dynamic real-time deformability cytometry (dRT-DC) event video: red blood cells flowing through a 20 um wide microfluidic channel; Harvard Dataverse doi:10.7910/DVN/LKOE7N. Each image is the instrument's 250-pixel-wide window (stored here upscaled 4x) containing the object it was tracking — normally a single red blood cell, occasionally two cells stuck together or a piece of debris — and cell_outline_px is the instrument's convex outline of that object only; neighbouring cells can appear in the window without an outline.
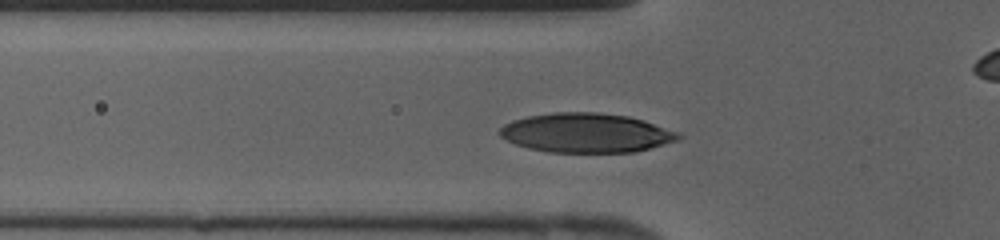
{"species": "human", "species_latin": "Homo sapiens", "temperature_condition": "cold", "stored_images_in_passage": 36, "camera_frame_rate_fps": 3000, "um_per_image_px": 0.085, "donor": {"sex": "female"}, "frame": {"image": 1, "passage_image": 8, "time_ms": 2.333, "image_size_px": [1000, 240], "cell_outline_px": [[684, 136], [680, 140], [632, 152], [548, 152], [528, 148], [516, 144], [500, 136], [500, 128], [504, 124], [512, 120], [528, 116], [552, 112], [596, 112], [628, 116], [644, 120], [680, 132]], "centroid_in_image_um": [49.86, 11.29], "position_along_channel_um": 75.9, "area_um2": 41.04}}
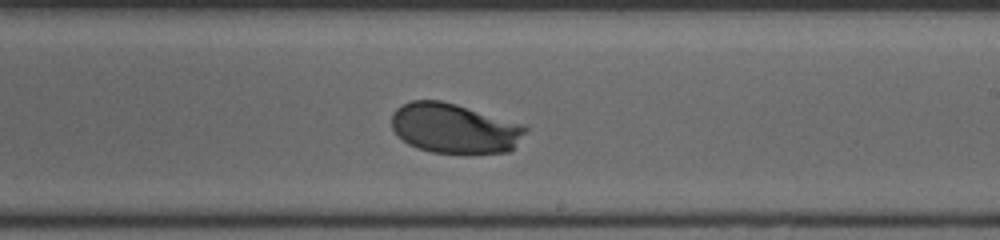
{"frame": {"image": 2, "passage_image": 19, "time_ms": 6.0, "image_size_px": [1000, 240], "cell_outline_px": [[528, 128], [512, 148], [508, 152], [468, 156], [432, 152], [416, 148], [408, 144], [392, 128], [392, 112], [396, 108], [412, 100], [440, 100], [456, 104], [528, 124]], "centroid_in_image_um": [38.67, 10.94], "position_along_channel_um": 250.3, "area_um2": 39.82}}
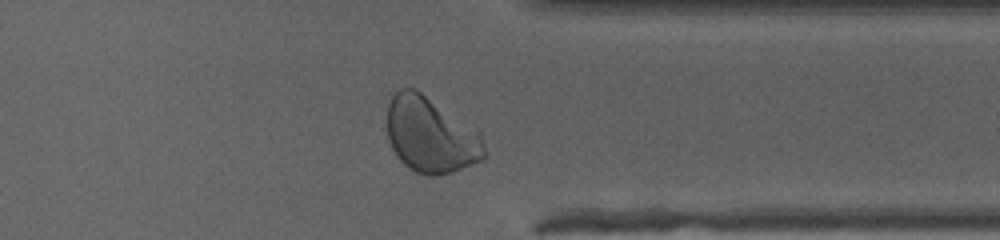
{"frame": {"image": 3, "passage_image": 27, "time_ms": 8.667, "image_size_px": [1000, 240], "cell_outline_px": [[484, 160], [452, 172], [436, 176], [428, 176], [416, 172], [404, 164], [400, 160], [392, 148], [388, 140], [388, 104], [392, 96], [400, 88], [416, 88], [480, 128], [484, 148]], "centroid_in_image_um": [36.66, 11.45], "position_along_channel_um": 374.7, "area_um2": 43.75}}